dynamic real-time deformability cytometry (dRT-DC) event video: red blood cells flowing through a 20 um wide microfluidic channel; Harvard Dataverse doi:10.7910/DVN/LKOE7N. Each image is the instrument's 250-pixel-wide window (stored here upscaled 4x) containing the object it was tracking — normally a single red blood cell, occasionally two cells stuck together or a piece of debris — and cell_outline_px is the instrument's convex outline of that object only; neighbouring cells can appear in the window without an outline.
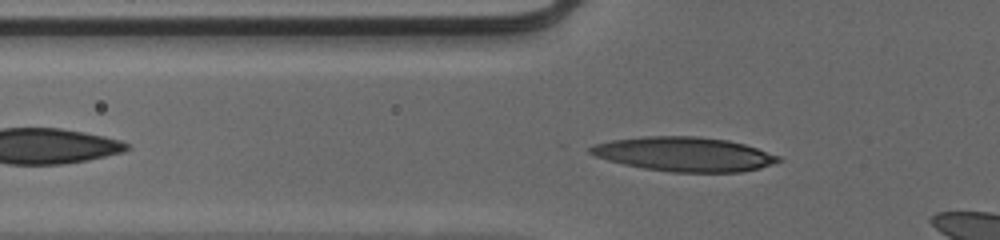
{"species": "human", "species_latin": "Homo sapiens", "temperature_condition": "cold", "stored_images_in_passage": 37, "camera_frame_rate_fps": 3000, "um_per_image_px": 0.085, "donor": {"sex": "male"}, "frame": {"image": 1, "passage_image": 7, "time_ms": 2.0, "image_size_px": [1000, 240], "cell_outline_px": [[784, 160], [760, 168], [740, 172], [672, 172], [644, 168], [624, 164], [608, 160], [596, 156], [588, 152], [588, 148], [592, 144], [612, 140], [648, 136], [700, 136], [728, 140], [744, 144], [780, 156]], "centroid_in_image_um": [58.17, 13.1], "position_along_channel_um": 67.6, "area_um2": 37.57}}
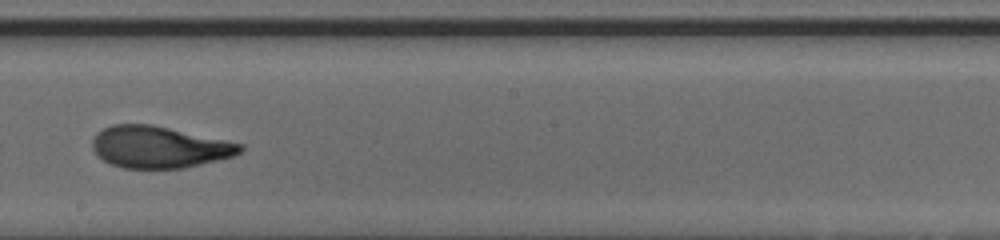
{"frame": {"image": 2, "passage_image": 20, "time_ms": 6.333, "image_size_px": [1000, 240], "cell_outline_px": [[244, 148], [240, 152], [232, 156], [216, 160], [180, 168], [124, 168], [112, 164], [104, 160], [92, 148], [92, 140], [96, 132], [112, 124], [152, 124], [244, 144]], "centroid_in_image_um": [13.5, 12.48], "position_along_channel_um": 234.7, "area_um2": 35.6}}
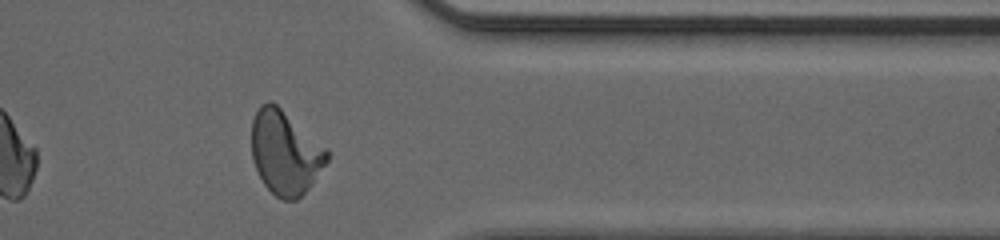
{"frame": {"image": 3, "passage_image": 32, "time_ms": 10.333, "image_size_px": [1000, 240], "cell_outline_px": [[328, 160], [312, 184], [296, 200], [280, 200], [264, 184], [252, 160], [252, 120], [260, 104], [268, 100], [272, 100], [328, 148]], "centroid_in_image_um": [24.24, 12.94], "position_along_channel_um": 387.2, "area_um2": 36.88}}